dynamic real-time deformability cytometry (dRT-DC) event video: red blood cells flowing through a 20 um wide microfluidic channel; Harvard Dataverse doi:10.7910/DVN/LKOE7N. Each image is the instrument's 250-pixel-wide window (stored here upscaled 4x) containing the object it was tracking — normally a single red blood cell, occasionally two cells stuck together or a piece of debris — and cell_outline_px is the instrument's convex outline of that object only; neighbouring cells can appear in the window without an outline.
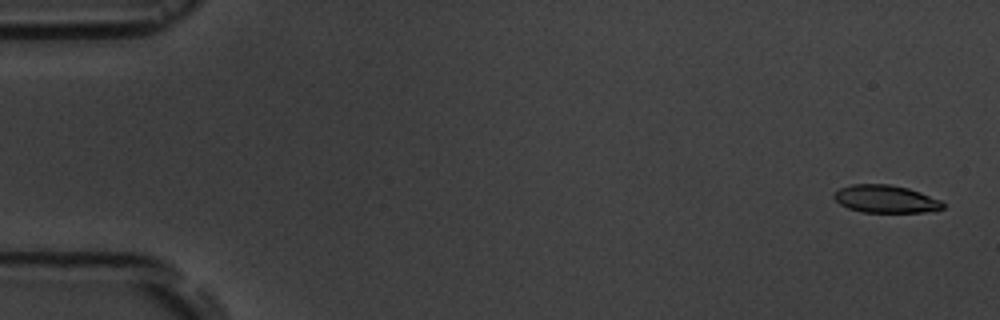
{"species": "common noctule bat (a hibernating species)", "species_latin": "Nyctalus noctula", "temperature_condition": "room temperature", "stored_images_in_passage": 4, "camera_frame_rate_fps": 3000, "um_per_image_px": 0.085, "animal": {"sex": "male", "body_mass_g": 19.5, "forearm_length_mm": 54.6}, "frame": {"image": 1, "passage_image": 1, "time_ms": 0.0, "image_size_px": [1000, 320], "cell_outline_px": [[944, 208], [936, 212], [860, 212], [848, 208], [840, 204], [832, 196], [840, 188], [852, 184], [888, 184], [908, 188], [920, 192], [940, 200], [944, 204]], "centroid_in_image_um": [75.3, 16.92], "position_along_channel_um": 9.7, "area_um2": 17.63}}
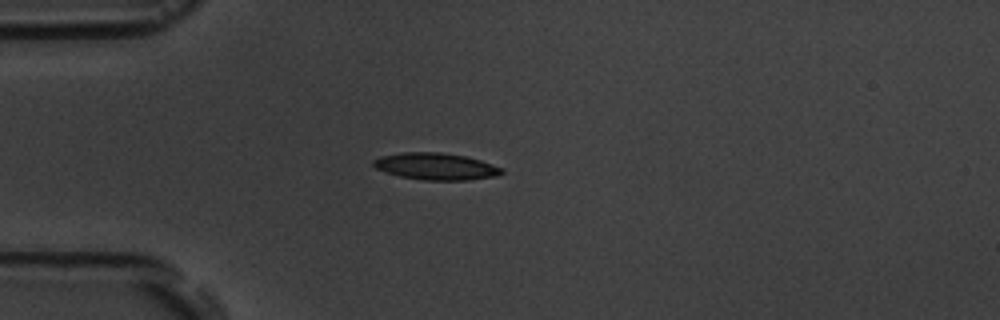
{"frame": {"image": 2, "passage_image": 4, "time_ms": 4.333, "image_size_px": [1000, 320], "cell_outline_px": [[504, 172], [496, 176], [468, 180], [424, 180], [400, 176], [376, 168], [372, 164], [372, 160], [380, 156], [400, 152], [440, 152], [464, 156], [480, 160], [504, 168]], "centroid_in_image_um": [37.05, 14.14], "position_along_channel_um": 47.9, "area_um2": 20.06}}